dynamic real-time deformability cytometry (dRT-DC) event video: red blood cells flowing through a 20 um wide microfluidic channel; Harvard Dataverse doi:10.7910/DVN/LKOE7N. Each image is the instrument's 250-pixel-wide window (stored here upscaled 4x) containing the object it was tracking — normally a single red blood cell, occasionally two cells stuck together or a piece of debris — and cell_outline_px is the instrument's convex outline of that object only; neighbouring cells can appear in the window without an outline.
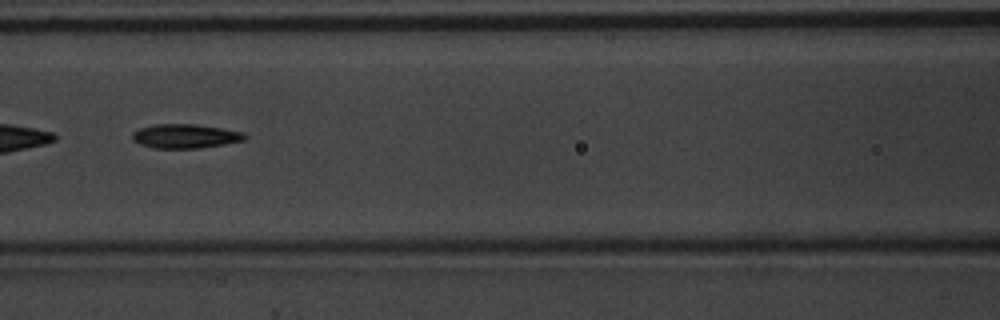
{"species": "common noctule bat (a hibernating species)", "species_latin": "Nyctalus noctula", "temperature_condition": "warm", "stored_images_in_passage": 54, "segment_of_instrument_passage": [2, 2], "camera_frame_rate_fps": 3000, "um_per_image_px": 0.085, "animal": {"sex": "male", "body_mass_g": 20.1, "forearm_length_mm": 53.5}, "frame": {"image": 1, "passage_image": 25, "time_ms": 8.0, "image_size_px": [1000, 320], "cell_outline_px": [[248, 136], [244, 140], [224, 144], [196, 148], [152, 148], [140, 144], [132, 140], [132, 132], [140, 128], [152, 124], [196, 124], [244, 132]], "centroid_in_image_um": [15.72, 11.56], "position_along_channel_um": 150.9, "area_um2": 15.84}}
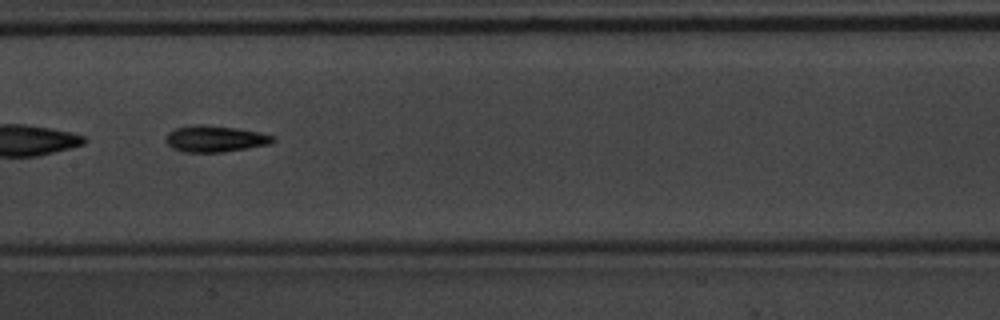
{"frame": {"image": 2, "passage_image": 28, "time_ms": 9.0, "image_size_px": [1000, 320], "cell_outline_px": [[276, 140], [268, 144], [248, 148], [224, 152], [184, 152], [172, 148], [164, 140], [168, 132], [176, 128], [196, 124], [204, 124], [236, 128], [260, 132], [276, 136]], "centroid_in_image_um": [18.28, 11.79], "position_along_channel_um": 189.1, "area_um2": 16.59}}